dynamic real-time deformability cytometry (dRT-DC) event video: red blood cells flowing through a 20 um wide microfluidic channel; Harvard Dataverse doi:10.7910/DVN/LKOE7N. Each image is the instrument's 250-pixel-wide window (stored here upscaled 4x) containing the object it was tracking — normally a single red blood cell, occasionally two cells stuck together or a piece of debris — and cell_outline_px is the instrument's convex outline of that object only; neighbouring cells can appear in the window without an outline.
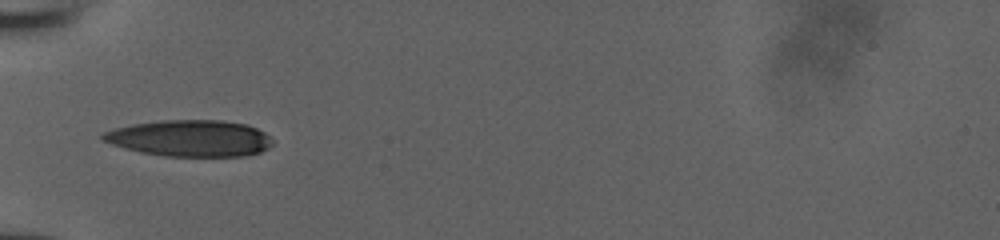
{"species": "human", "species_latin": "Homo sapiens", "temperature_condition": "room temperature", "stored_images_in_passage": 33, "camera_frame_rate_fps": 3000, "um_per_image_px": 0.085, "donor": {"sex": "male"}, "frame": {"image": 1, "passage_image": 1, "time_ms": 0.0, "image_size_px": [1000, 240], "cell_outline_px": [[272, 144], [268, 148], [260, 152], [248, 156], [164, 156], [140, 152], [124, 148], [100, 140], [100, 136], [104, 132], [116, 128], [132, 124], [160, 120], [220, 120], [244, 124], [256, 128], [264, 132], [272, 140]], "centroid_in_image_um": [16.13, 11.75], "position_along_channel_um": 68.9, "area_um2": 36.07}}
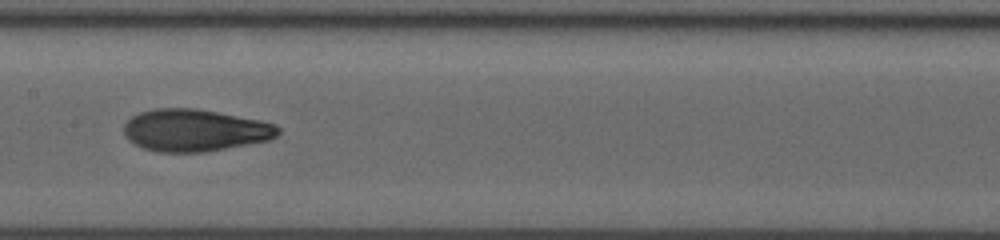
{"frame": {"image": 2, "passage_image": 10, "time_ms": 3.0, "image_size_px": [1000, 240], "cell_outline_px": [[280, 132], [276, 136], [268, 140], [204, 152], [156, 152], [144, 148], [128, 140], [124, 136], [124, 124], [132, 116], [140, 112], [156, 108], [196, 108], [260, 120], [276, 124], [280, 128]], "centroid_in_image_um": [16.54, 11.07], "position_along_channel_um": 190.9, "area_um2": 37.8}}
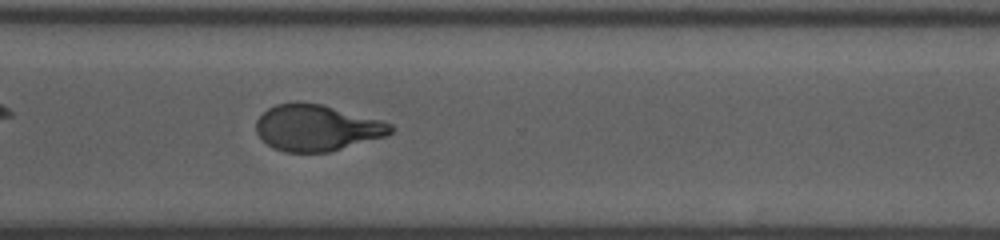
{"frame": {"image": 3, "passage_image": 21, "time_ms": 6.667, "image_size_px": [1000, 240], "cell_outline_px": [[396, 128], [392, 132], [384, 136], [328, 152], [284, 152], [272, 148], [256, 132], [256, 120], [268, 108], [276, 104], [300, 100], [320, 104], [380, 120], [392, 124]], "centroid_in_image_um": [26.89, 10.85], "position_along_channel_um": 343.7, "area_um2": 36.07}}